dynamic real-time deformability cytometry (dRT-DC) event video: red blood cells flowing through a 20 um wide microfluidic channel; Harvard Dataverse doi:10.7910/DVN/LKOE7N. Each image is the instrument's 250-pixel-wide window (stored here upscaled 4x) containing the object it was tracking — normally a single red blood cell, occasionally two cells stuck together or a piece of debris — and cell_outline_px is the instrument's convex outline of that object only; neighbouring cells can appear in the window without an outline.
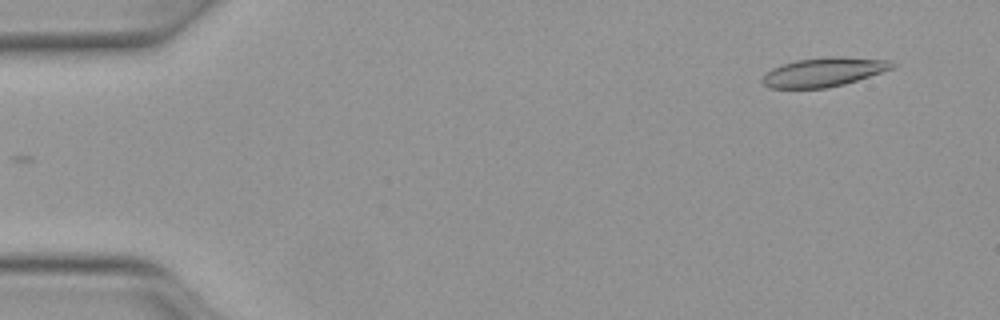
{"species": "Egyptian fruit bat (a non-hibernating species)", "species_latin": "Rousettus aegyptiacus", "temperature_condition": "warm", "stored_images_in_passage": 14, "camera_frame_rate_fps": 3000, "um_per_image_px": 0.085, "animal": {"sex": "female"}, "frame": {"image": 1, "passage_image": 2, "time_ms": 0.333, "image_size_px": [1000, 320], "cell_outline_px": [[872, 72], [852, 80], [836, 84], [812, 88], [788, 88], [812, 60], [860, 60]], "centroid_in_image_um": [70.52, 6.22], "position_along_channel_um": 14.5, "area_um2": 11.27}}